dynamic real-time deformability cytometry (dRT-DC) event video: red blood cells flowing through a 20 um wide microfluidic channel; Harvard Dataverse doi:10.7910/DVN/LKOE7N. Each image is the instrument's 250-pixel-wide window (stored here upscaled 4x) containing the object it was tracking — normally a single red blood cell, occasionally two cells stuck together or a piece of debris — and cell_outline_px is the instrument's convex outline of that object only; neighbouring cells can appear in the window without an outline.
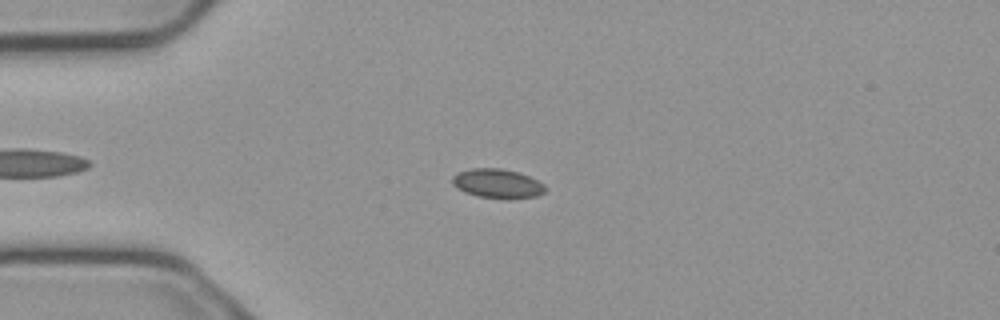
{"species": "common noctule bat (a hibernating species)", "species_latin": "Nyctalus noctula", "temperature_condition": "cold", "stored_images_in_passage": 55, "camera_frame_rate_fps": 3000, "um_per_image_px": 0.085, "animal": {"sex": "male", "body_mass_g": 23.1, "forearm_length_mm": 52.7}, "frame": {"image": 1, "passage_image": 14, "time_ms": 4.333, "image_size_px": [1000, 320], "cell_outline_px": [[544, 192], [536, 196], [508, 200], [476, 196], [464, 192], [456, 188], [452, 184], [452, 176], [456, 172], [472, 168], [500, 168], [516, 172], [528, 176], [544, 184]], "centroid_in_image_um": [42.23, 15.62], "position_along_channel_um": 42.8, "area_um2": 16.01}}
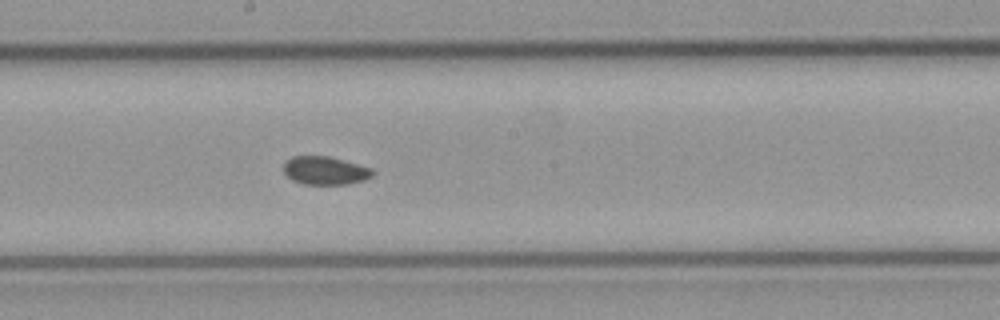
{"frame": {"image": 2, "passage_image": 30, "time_ms": 9.667, "image_size_px": [1000, 320], "cell_outline_px": [[376, 172], [372, 176], [364, 180], [348, 184], [304, 184], [292, 180], [284, 172], [284, 160], [292, 156], [328, 156], [372, 168]], "centroid_in_image_um": [27.63, 14.49], "position_along_channel_um": 220.6, "area_um2": 14.68}}
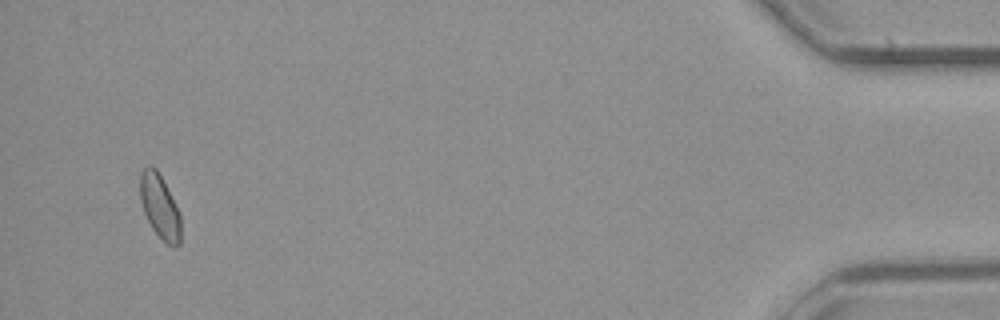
{"frame": {"image": 3, "passage_image": 53, "time_ms": 17.333, "image_size_px": [1000, 320], "cell_outline_px": [[180, 244], [176, 248], [168, 244], [152, 228], [144, 212], [140, 200], [140, 172], [148, 164], [152, 164], [156, 168], [180, 212]], "centroid_in_image_um": [13.57, 17.52], "position_along_channel_um": 421.6, "area_um2": 15.09}, "authors_computed_cell_mechanics": {"area_um2": 15.2014, "velocity_mm_per_s": 3.7431, "shape_relaxation_time_tau1_ms": null, "shape_relaxation_time_tau2_ms": 10.9795, "deformation_change_tau1": null, "deformation_change_tau2": 0.1088}}